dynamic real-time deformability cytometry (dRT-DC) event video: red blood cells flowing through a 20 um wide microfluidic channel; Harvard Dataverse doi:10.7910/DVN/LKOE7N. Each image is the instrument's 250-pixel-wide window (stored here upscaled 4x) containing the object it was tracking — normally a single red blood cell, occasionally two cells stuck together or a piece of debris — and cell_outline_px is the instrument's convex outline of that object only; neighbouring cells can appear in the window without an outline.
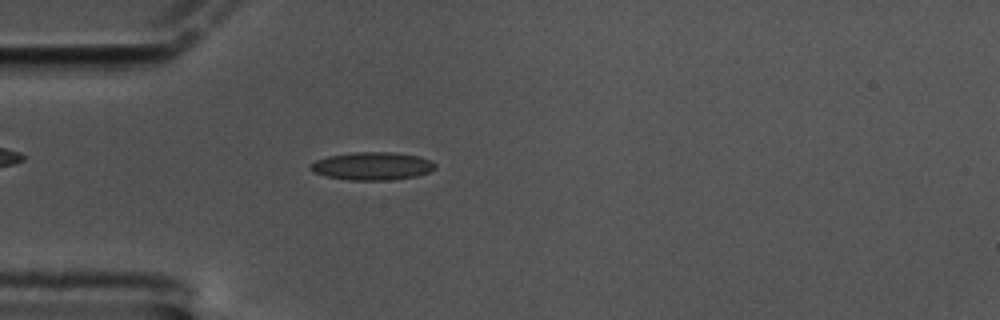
{"species": "common noctule bat (a hibernating species)", "species_latin": "Nyctalus noctula", "temperature_condition": "cold", "stored_images_in_passage": 60, "camera_frame_rate_fps": 3000, "um_per_image_px": 0.085, "animal": {"sex": "male", "body_mass_g": 17.5, "forearm_length_mm": 52.3}, "frame": {"image": 1, "passage_image": 17, "time_ms": 5.333, "image_size_px": [1000, 320], "cell_outline_px": [[436, 168], [428, 172], [416, 176], [388, 180], [348, 180], [324, 176], [312, 172], [308, 168], [316, 160], [328, 156], [352, 152], [392, 152], [420, 156], [432, 160], [436, 164]], "centroid_in_image_um": [31.64, 14.11], "position_along_channel_um": 53.4, "area_um2": 20.46}}
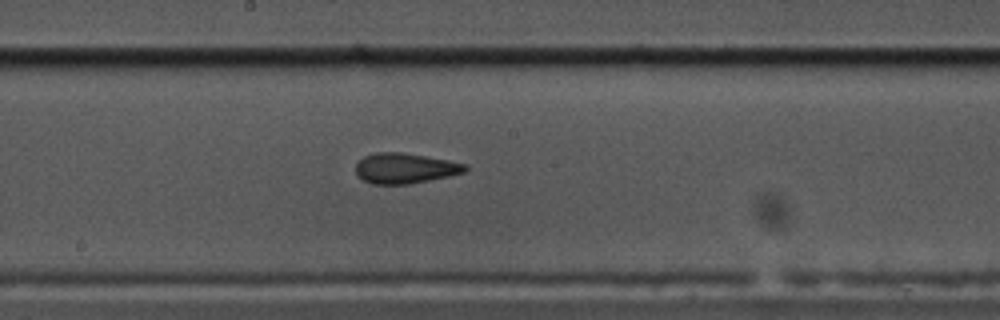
{"frame": {"image": 2, "passage_image": 32, "time_ms": 10.333, "image_size_px": [1000, 320], "cell_outline_px": [[468, 168], [464, 172], [448, 176], [408, 184], [372, 184], [364, 180], [356, 172], [356, 164], [364, 156], [376, 152], [400, 152], [448, 160], [468, 164]], "centroid_in_image_um": [34.43, 14.3], "position_along_channel_um": 213.8, "area_um2": 19.13}}
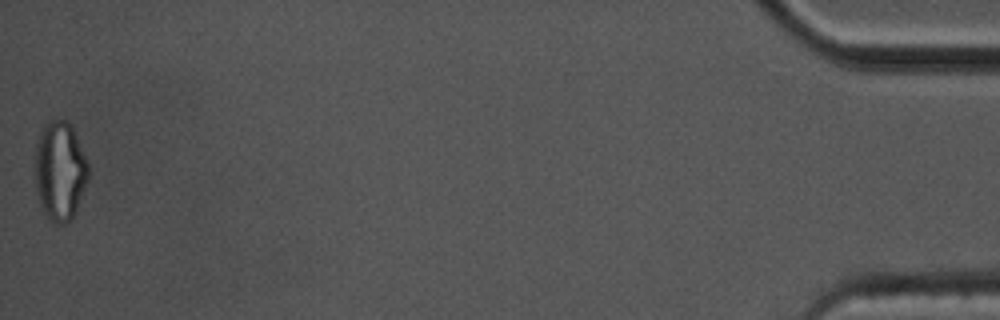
{"frame": {"image": 3, "passage_image": 60, "time_ms": 19.667, "image_size_px": [1000, 320], "cell_outline_px": [[88, 180], [76, 208], [72, 216], [64, 224], [52, 224], [48, 220], [40, 204], [36, 192], [36, 144], [40, 132], [44, 124], [48, 120], [68, 120], [76, 136], [88, 164]], "centroid_in_image_um": [5.08, 14.53], "position_along_channel_um": 430.1, "area_um2": 30.52}, "authors_computed_cell_mechanics": {"area_um2": 19.4208, "velocity_mm_per_s": 3.3476, "shape_relaxation_time_tau1_ms": 6.6598, "shape_relaxation_time_tau2_ms": 2.5565, "deformation_change_tau1": 0.1728, "deformation_change_tau2": 0.1115}}